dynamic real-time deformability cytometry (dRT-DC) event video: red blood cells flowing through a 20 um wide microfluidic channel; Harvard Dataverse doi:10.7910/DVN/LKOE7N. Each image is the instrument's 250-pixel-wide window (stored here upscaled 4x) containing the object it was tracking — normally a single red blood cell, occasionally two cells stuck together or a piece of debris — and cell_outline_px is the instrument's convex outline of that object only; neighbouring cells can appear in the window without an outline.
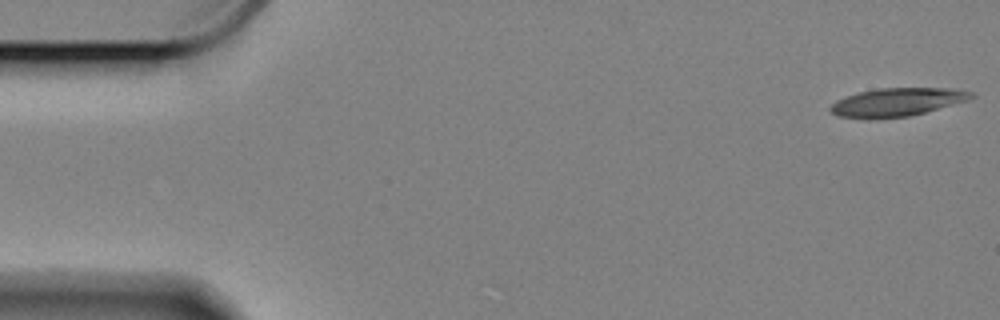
{"species": "Egyptian fruit bat (a non-hibernating species)", "species_latin": "Rousettus aegyptiacus", "temperature_condition": "cold", "stored_images_in_passage": 13, "camera_frame_rate_fps": 3000, "um_per_image_px": 0.085, "animal": {"sex": "female"}, "frame": {"image": 1, "passage_image": 1, "time_ms": 0.0, "image_size_px": [1000, 320], "cell_outline_px": [[976, 96], [968, 100], [924, 112], [908, 116], [868, 120], [840, 116], [832, 112], [828, 108], [836, 100], [860, 92], [880, 88], [956, 88], [972, 92]], "centroid_in_image_um": [76.25, 8.69], "position_along_channel_um": 8.7, "area_um2": 23.18}}